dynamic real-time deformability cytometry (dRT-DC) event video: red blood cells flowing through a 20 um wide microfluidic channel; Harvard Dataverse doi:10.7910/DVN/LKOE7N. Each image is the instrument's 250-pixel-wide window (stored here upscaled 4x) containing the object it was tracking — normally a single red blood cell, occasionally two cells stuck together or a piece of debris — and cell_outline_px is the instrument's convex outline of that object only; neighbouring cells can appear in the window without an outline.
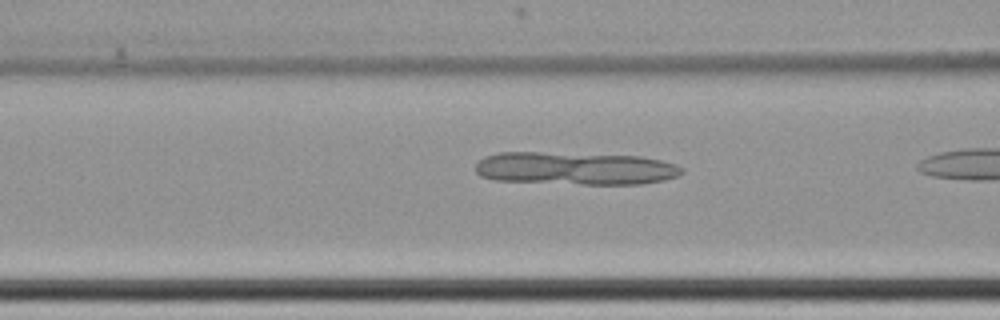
{"species": "common noctule bat (a hibernating species)", "species_latin": "Nyctalus noctula", "temperature_condition": "cold", "stored_images_in_passage": 8, "camera_frame_rate_fps": 3000, "um_per_image_px": 0.085, "animal": {"sex": "female", "body_mass_g": 22.7, "forearm_length_mm": 54.2}, "frame": {"image": 1, "passage_image": 7, "time_ms": 2.0, "image_size_px": [1000, 320], "cell_outline_px": [[684, 172], [680, 176], [664, 180], [644, 184], [584, 184], [496, 180], [480, 176], [476, 172], [476, 164], [484, 156], [500, 152], [540, 152], [640, 156], [660, 160], [676, 164], [684, 168]], "centroid_in_image_um": [48.94, 14.31], "position_along_channel_um": 117.7, "area_um2": 39.59}}